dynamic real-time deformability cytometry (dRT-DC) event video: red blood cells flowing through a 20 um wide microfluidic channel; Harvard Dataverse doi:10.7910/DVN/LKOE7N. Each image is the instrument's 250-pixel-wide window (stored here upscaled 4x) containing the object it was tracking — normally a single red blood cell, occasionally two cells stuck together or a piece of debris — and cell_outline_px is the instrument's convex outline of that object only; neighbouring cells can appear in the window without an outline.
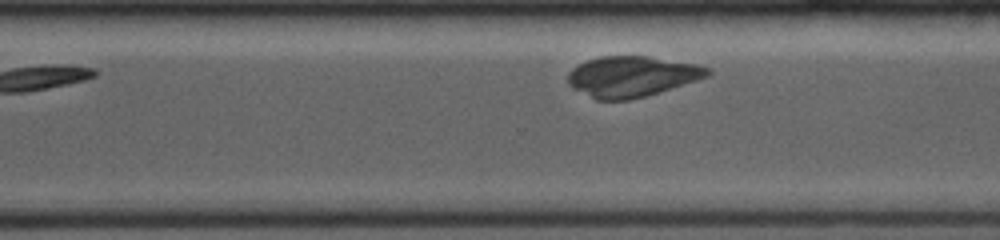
{"species": "common noctule bat (a hibernating species)", "species_latin": "Nyctalus noctula", "temperature_condition": "room temperature", "stored_images_in_passage": 11, "segment_of_instrument_passage": [2, 2], "camera_frame_rate_fps": 4000, "um_per_image_px": 0.085, "animal": {"sex": "female", "body_mass_g": 19.0, "forearm_length_mm": 53.3}, "frame": {"image": 1, "passage_image": 11, "time_ms": 8.0, "image_size_px": [1000, 240], "cell_outline_px": [[712, 72], [708, 76], [696, 80], [644, 96], [628, 100], [596, 100], [568, 84], [568, 72], [572, 68], [588, 60], [600, 56], [648, 56], [696, 64], [708, 68]], "centroid_in_image_um": [53.68, 6.49], "position_along_channel_um": 316.9, "area_um2": 32.6}}